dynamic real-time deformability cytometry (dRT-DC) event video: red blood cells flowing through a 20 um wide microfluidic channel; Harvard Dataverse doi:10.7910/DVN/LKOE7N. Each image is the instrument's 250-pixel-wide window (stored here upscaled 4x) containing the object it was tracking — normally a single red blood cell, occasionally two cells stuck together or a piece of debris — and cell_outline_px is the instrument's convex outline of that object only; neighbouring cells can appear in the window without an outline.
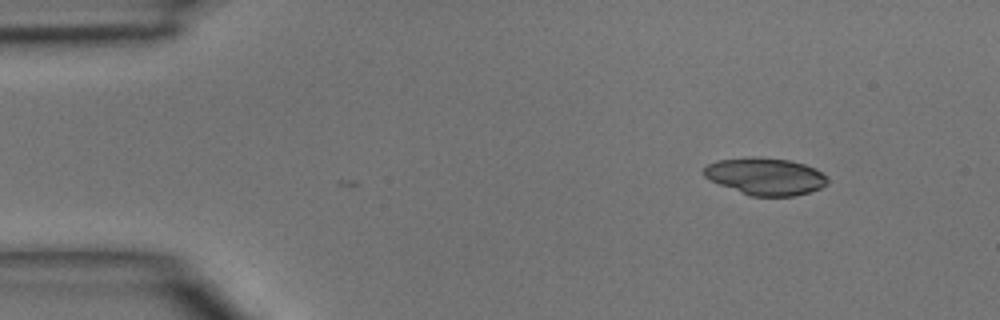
{"species": "common noctule bat (a hibernating species)", "species_latin": "Nyctalus noctula", "temperature_condition": "room temperature", "stored_images_in_passage": 41, "camera_frame_rate_fps": 3000, "um_per_image_px": 0.085, "animal": {"sex": "male", "body_mass_g": 15.6}, "frame": {"image": 1, "passage_image": 1, "time_ms": 0.0, "image_size_px": [1000, 320], "cell_outline_px": [[828, 184], [820, 188], [808, 192], [792, 196], [752, 196], [720, 184], [704, 176], [704, 168], [708, 164], [716, 160], [752, 156], [788, 160], [804, 164], [816, 168], [828, 180]], "centroid_in_image_um": [65.06, 14.98], "position_along_channel_um": 19.9, "area_um2": 26.47}}
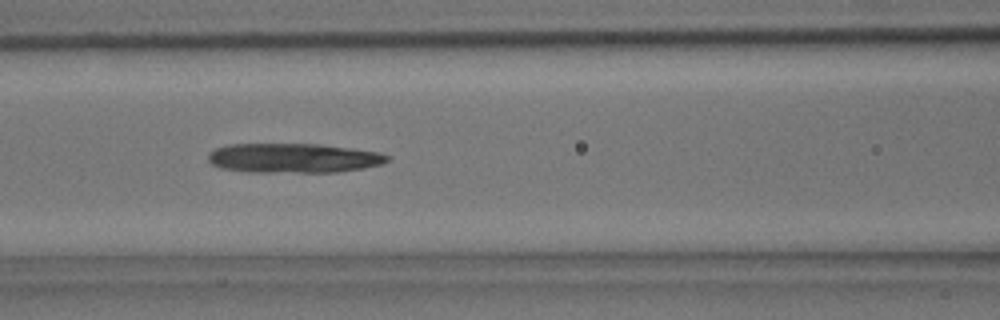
{"frame": {"image": 2, "passage_image": 15, "time_ms": 4.667, "image_size_px": [1000, 320], "cell_outline_px": [[388, 160], [384, 164], [364, 168], [336, 172], [248, 172], [224, 168], [212, 164], [208, 160], [208, 152], [216, 148], [228, 144], [320, 144], [352, 148], [380, 152], [388, 156]], "centroid_in_image_um": [24.96, 13.43], "position_along_channel_um": 141.6, "area_um2": 30.92}}
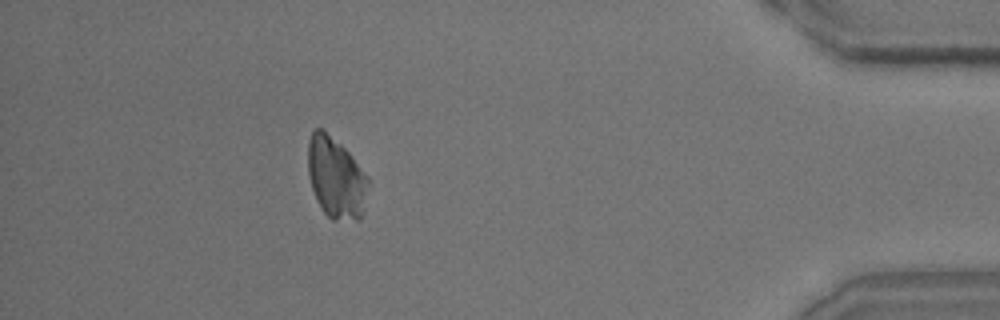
{"frame": {"image": 3, "passage_image": 37, "time_ms": 12.0, "image_size_px": [1000, 320], "cell_outline_px": [[372, 184], [360, 216], [356, 220], [332, 220], [324, 212], [316, 200], [308, 176], [308, 140], [312, 132], [316, 128], [324, 128], [348, 152], [368, 176]], "centroid_in_image_um": [28.57, 15.11], "position_along_channel_um": 406.6, "area_um2": 28.78}}